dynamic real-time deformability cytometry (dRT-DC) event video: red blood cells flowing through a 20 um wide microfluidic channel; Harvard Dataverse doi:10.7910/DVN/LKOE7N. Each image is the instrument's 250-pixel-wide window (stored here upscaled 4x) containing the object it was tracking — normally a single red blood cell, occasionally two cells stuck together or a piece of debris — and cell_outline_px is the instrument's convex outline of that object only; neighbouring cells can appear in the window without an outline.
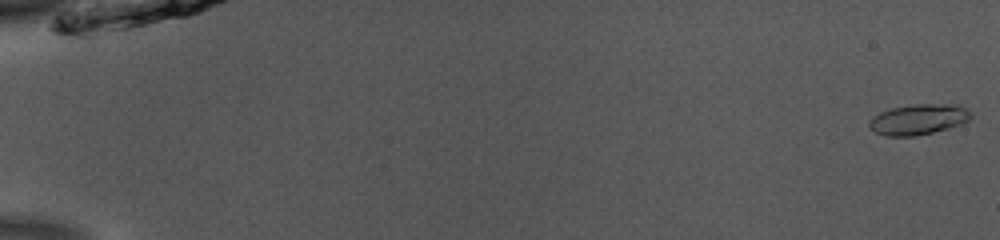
{"species": "common noctule bat (a hibernating species)", "species_latin": "Nyctalus noctula", "temperature_condition": "room temperature", "stored_images_in_passage": 53, "camera_frame_rate_fps": 3000, "um_per_image_px": 0.085, "animal": {"sex": "male", "body_mass_g": 13.0, "forearm_length_mm": 53.1}, "frame": {"image": 1, "passage_image": 1, "time_ms": 0.0, "image_size_px": [1000, 240], "cell_outline_px": [[972, 116], [964, 124], [916, 136], [888, 136], [876, 132], [868, 128], [868, 120], [880, 112], [892, 108], [912, 104], [956, 104], [968, 108]], "centroid_in_image_um": [78.08, 10.14], "position_along_channel_um": 6.9, "area_um2": 18.26}}
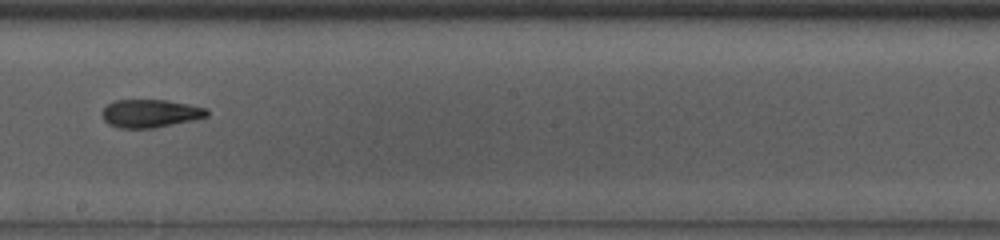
{"frame": {"image": 2, "passage_image": 32, "time_ms": 10.333, "image_size_px": [1000, 240], "cell_outline_px": [[208, 116], [192, 120], [152, 128], [120, 128], [108, 124], [104, 120], [100, 112], [108, 104], [116, 100], [164, 100], [188, 104], [208, 108]], "centroid_in_image_um": [12.75, 9.64], "position_along_channel_um": 235.5, "area_um2": 17.05}}
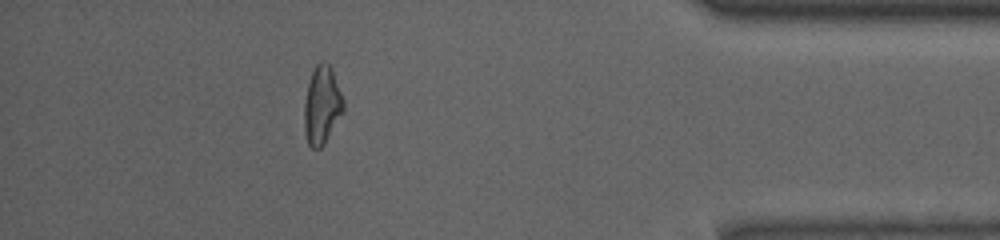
{"frame": {"image": 3, "passage_image": 48, "time_ms": 15.667, "image_size_px": [1000, 240], "cell_outline_px": [[344, 112], [324, 144], [320, 148], [312, 148], [308, 144], [304, 132], [304, 100], [308, 84], [312, 72], [316, 64], [320, 60], [324, 60], [332, 68], [344, 100]], "centroid_in_image_um": [27.37, 8.93], "position_along_channel_um": 407.8, "area_um2": 18.09}, "authors_computed_cell_mechanics": {"area_um2": 17.4556, "velocity_mm_per_s": 3.8865, "shape_relaxation_time_tau1_ms": 6.6286, "shape_relaxation_time_tau2_ms": 2.3166, "deformation_change_tau1": 0.1782, "deformation_change_tau2": 0.1068}}